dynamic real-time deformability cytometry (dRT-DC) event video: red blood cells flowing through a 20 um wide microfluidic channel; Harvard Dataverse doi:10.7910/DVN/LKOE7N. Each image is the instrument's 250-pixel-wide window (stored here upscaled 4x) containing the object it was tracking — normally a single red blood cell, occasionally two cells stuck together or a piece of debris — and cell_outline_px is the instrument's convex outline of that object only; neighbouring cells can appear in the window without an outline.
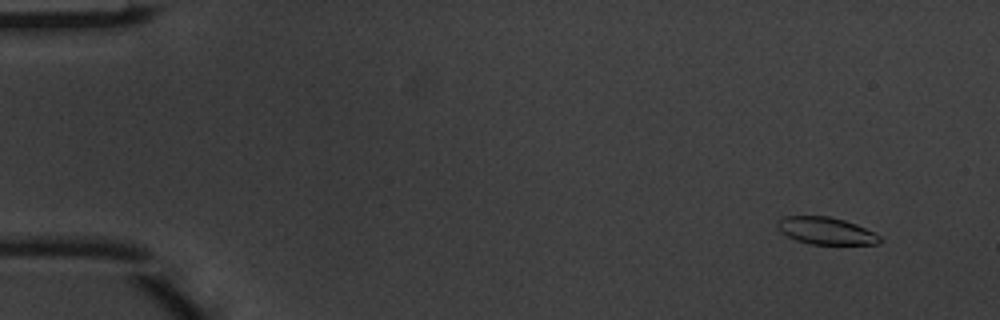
{"species": "common noctule bat (a hibernating species)", "species_latin": "Nyctalus noctula", "temperature_condition": "warm", "stored_images_in_passage": 7, "camera_frame_rate_fps": 3000, "um_per_image_px": 0.085, "animal": {"sex": "male", "body_mass_g": 20.1, "forearm_length_mm": 53.5}, "frame": {"image": 1, "passage_image": 2, "time_ms": 0.333, "image_size_px": [1000, 320], "cell_outline_px": [[884, 240], [880, 244], [812, 244], [796, 240], [780, 232], [776, 224], [776, 220], [784, 216], [828, 216], [844, 220], [856, 224], [880, 236]], "centroid_in_image_um": [70.19, 19.62], "position_along_channel_um": 14.8, "area_um2": 16.24}}
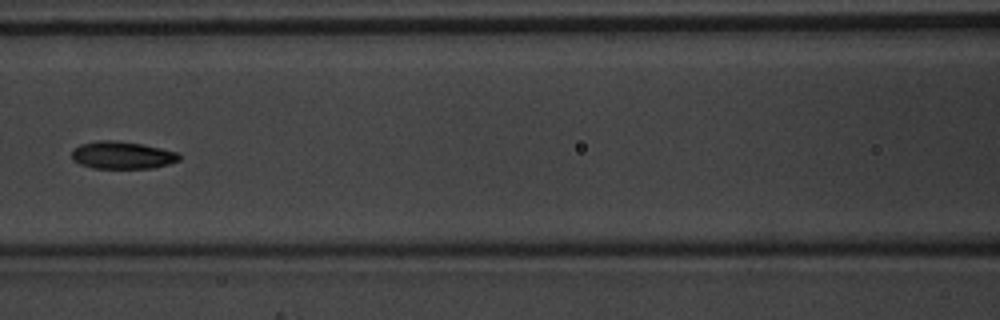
{"frame": {"image": 2, "passage_image": 7, "time_ms": 2.0, "image_size_px": [1000, 320], "cell_outline_px": [[180, 160], [168, 164], [152, 168], [92, 168], [80, 164], [72, 160], [72, 148], [80, 144], [96, 140], [112, 140], [140, 144], [180, 152]], "centroid_in_image_um": [10.36, 13.19], "position_along_channel_um": 156.2, "area_um2": 17.28}}